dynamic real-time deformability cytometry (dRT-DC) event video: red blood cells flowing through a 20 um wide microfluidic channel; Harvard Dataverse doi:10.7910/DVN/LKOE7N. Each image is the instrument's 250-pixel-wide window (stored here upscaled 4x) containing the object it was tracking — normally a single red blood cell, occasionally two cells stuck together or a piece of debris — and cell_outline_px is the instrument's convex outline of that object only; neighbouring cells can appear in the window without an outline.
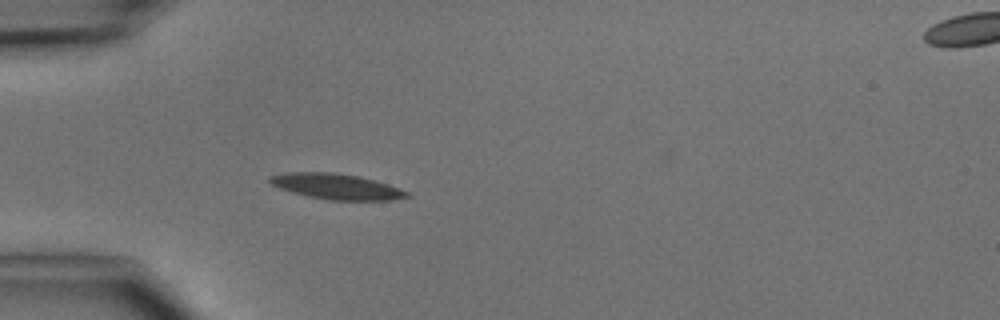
{"species": "common noctule bat (a hibernating species)", "species_latin": "Nyctalus noctula", "temperature_condition": "cold", "stored_images_in_passage": 3, "segment_of_instrument_passage": [1, 2], "camera_frame_rate_fps": 3000, "um_per_image_px": 0.085, "animal": {"sex": "male", "body_mass_g": 15.6}, "frame": {"image": 1, "passage_image": 2, "time_ms": 1.0, "image_size_px": [1000, 320], "cell_outline_px": [[412, 196], [392, 200], [328, 200], [308, 196], [292, 192], [280, 188], [272, 184], [268, 180], [268, 176], [284, 172], [332, 172], [356, 176], [388, 184], [412, 192]], "centroid_in_image_um": [28.62, 15.85], "position_along_channel_um": 56.4, "area_um2": 20.46}}